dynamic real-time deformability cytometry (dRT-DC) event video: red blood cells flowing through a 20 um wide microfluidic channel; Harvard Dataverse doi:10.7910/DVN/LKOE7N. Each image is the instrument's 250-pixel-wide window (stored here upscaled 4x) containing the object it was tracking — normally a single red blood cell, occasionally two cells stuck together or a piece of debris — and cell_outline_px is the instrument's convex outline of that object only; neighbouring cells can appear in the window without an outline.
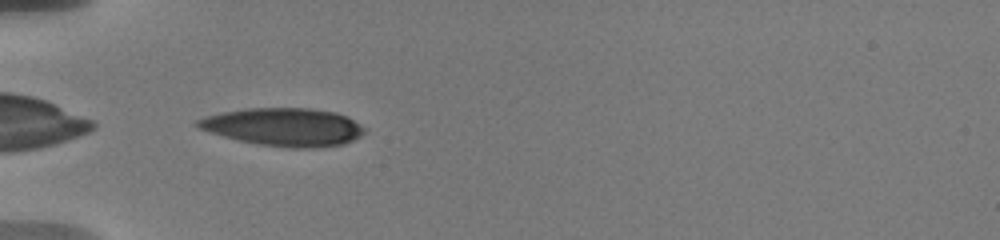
{"species": "human", "species_latin": "Homo sapiens", "temperature_condition": "warm", "stored_images_in_passage": 7, "camera_frame_rate_fps": 3000, "um_per_image_px": 0.085, "donor": {"sex": "male"}, "frame": {"image": 1, "passage_image": 2, "time_ms": 0.333, "image_size_px": [1000, 240], "cell_outline_px": [[364, 132], [360, 136], [344, 144], [316, 148], [288, 148], [260, 144], [240, 140], [224, 136], [200, 128], [196, 124], [196, 120], [204, 116], [224, 112], [248, 108], [308, 108], [336, 112], [348, 116], [360, 124], [364, 128]], "centroid_in_image_um": [24.16, 10.79], "position_along_channel_um": 60.8, "area_um2": 36.7}}
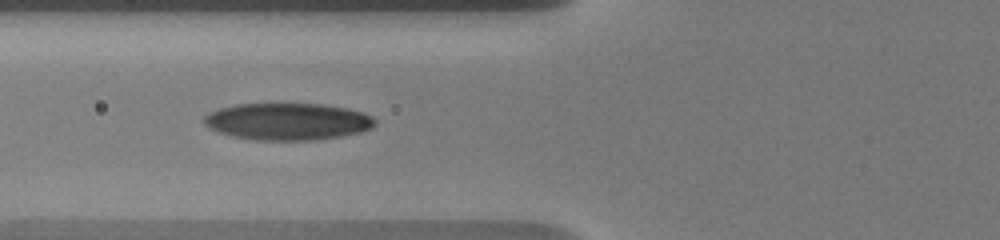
{"frame": {"image": 2, "passage_image": 5, "time_ms": 1.667, "image_size_px": [1000, 240], "cell_outline_px": [[376, 124], [372, 128], [360, 132], [340, 136], [312, 140], [256, 140], [232, 136], [208, 128], [204, 124], [204, 116], [208, 112], [220, 108], [236, 104], [324, 104], [348, 108], [364, 112], [372, 116], [376, 120]], "centroid_in_image_um": [24.46, 10.32], "position_along_channel_um": 101.3, "area_um2": 36.99}}
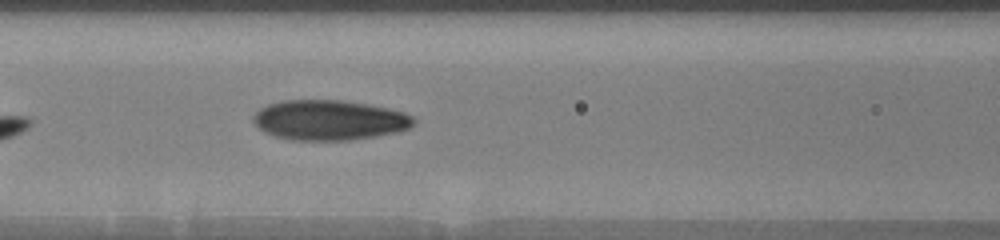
{"frame": {"image": 3, "passage_image": 7, "time_ms": 2.667, "image_size_px": [1000, 240], "cell_outline_px": [[416, 124], [400, 132], [352, 140], [292, 140], [272, 136], [256, 128], [252, 120], [252, 116], [260, 108], [268, 104], [284, 100], [340, 100], [368, 104], [388, 108], [404, 112], [412, 116], [416, 120]], "centroid_in_image_um": [27.98, 10.22], "position_along_channel_um": 138.6, "area_um2": 37.92}}